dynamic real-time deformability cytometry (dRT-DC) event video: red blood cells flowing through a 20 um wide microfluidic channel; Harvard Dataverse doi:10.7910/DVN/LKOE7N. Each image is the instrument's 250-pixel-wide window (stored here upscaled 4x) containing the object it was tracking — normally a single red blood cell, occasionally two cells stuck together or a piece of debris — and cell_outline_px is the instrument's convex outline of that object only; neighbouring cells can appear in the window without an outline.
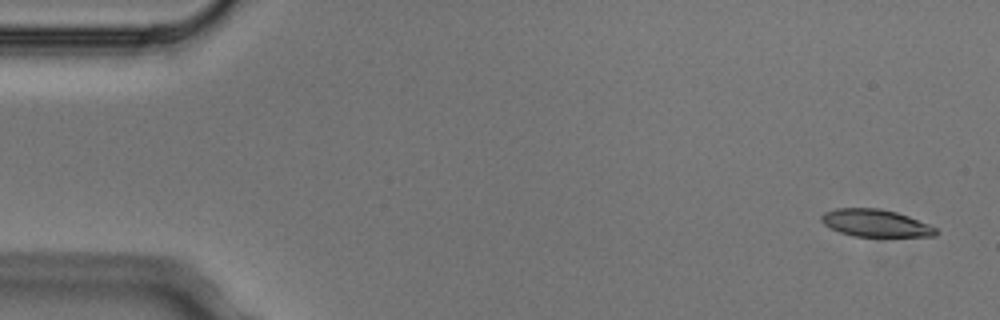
{"species": "Egyptian fruit bat (a non-hibernating species)", "species_latin": "Rousettus aegyptiacus", "temperature_condition": "cold", "stored_images_in_passage": 4, "camera_frame_rate_fps": 3000, "um_per_image_px": 0.085, "animal": {"sex": "male"}, "frame": {"image": 1, "passage_image": 1, "time_ms": 0.0, "image_size_px": [1000, 320], "cell_outline_px": [[936, 236], [852, 236], [840, 232], [824, 224], [820, 220], [820, 216], [824, 212], [836, 208], [880, 208], [896, 212], [908, 216], [928, 224], [936, 228]], "centroid_in_image_um": [74.38, 18.95], "position_along_channel_um": 10.6, "area_um2": 18.09}}